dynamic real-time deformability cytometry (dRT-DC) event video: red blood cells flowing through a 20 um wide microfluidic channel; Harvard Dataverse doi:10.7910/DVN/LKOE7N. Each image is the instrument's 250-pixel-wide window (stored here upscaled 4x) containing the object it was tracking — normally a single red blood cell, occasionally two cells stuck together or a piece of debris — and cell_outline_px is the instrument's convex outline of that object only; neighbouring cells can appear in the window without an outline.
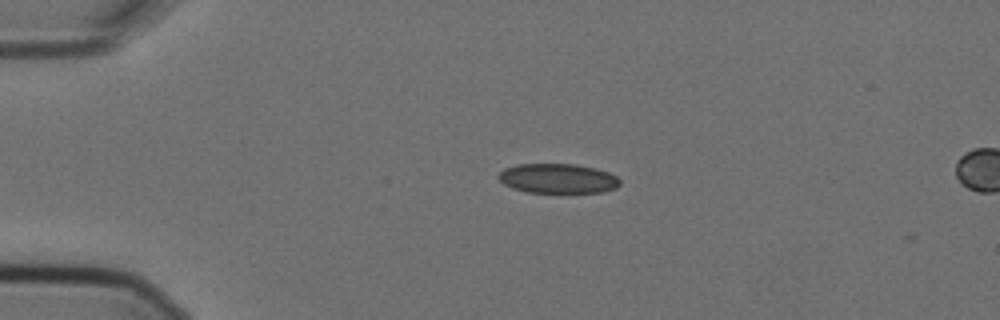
{"species": "Egyptian fruit bat (a non-hibernating species)", "species_latin": "Rousettus aegyptiacus", "temperature_condition": "cold", "stored_images_in_passage": 4, "segment_of_instrument_passage": [1, 2], "camera_frame_rate_fps": 3000, "um_per_image_px": 0.085, "animal": {"sex": "female"}, "frame": {"image": 1, "passage_image": 2, "time_ms": 0.333, "image_size_px": [1000, 320], "cell_outline_px": [[620, 184], [616, 188], [604, 192], [524, 192], [512, 188], [504, 184], [496, 176], [504, 168], [516, 164], [576, 164], [596, 168], [608, 172], [616, 176], [620, 180]], "centroid_in_image_um": [47.4, 15.16], "position_along_channel_um": 37.6, "area_um2": 21.1}}